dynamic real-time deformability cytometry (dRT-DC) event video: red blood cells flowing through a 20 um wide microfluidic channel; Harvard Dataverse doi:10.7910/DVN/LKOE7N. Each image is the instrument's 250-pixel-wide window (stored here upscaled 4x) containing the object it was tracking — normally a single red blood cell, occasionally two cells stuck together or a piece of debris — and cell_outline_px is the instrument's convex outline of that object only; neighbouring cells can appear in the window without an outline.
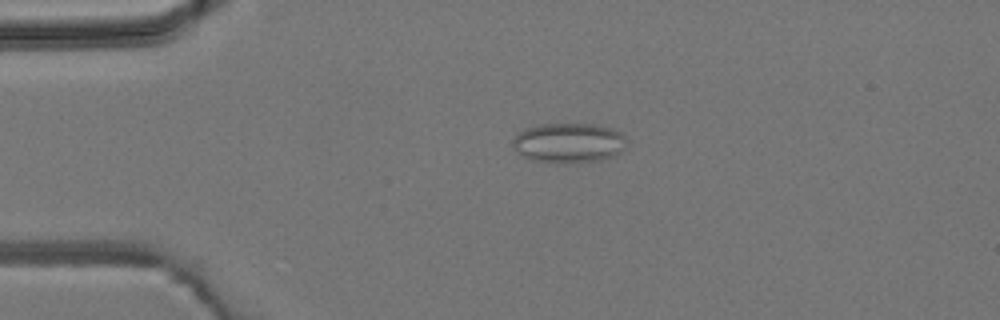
{"species": "common noctule bat (a hibernating species)", "species_latin": "Nyctalus noctula", "temperature_condition": "room temperature", "stored_images_in_passage": 7, "camera_frame_rate_fps": 3000, "um_per_image_px": 0.085, "animal": {"sex": "male", "body_mass_g": 19.2, "forearm_length_mm": 51.8}, "frame": {"image": 1, "passage_image": 3, "time_ms": 3.0, "image_size_px": [1000, 320], "cell_outline_px": [[628, 144], [616, 156], [600, 160], [556, 164], [532, 160], [516, 152], [512, 144], [512, 140], [524, 128], [536, 124], [592, 124], [612, 128], [620, 132], [628, 140]], "centroid_in_image_um": [48.35, 12.15], "position_along_channel_um": 36.6, "area_um2": 26.88}}
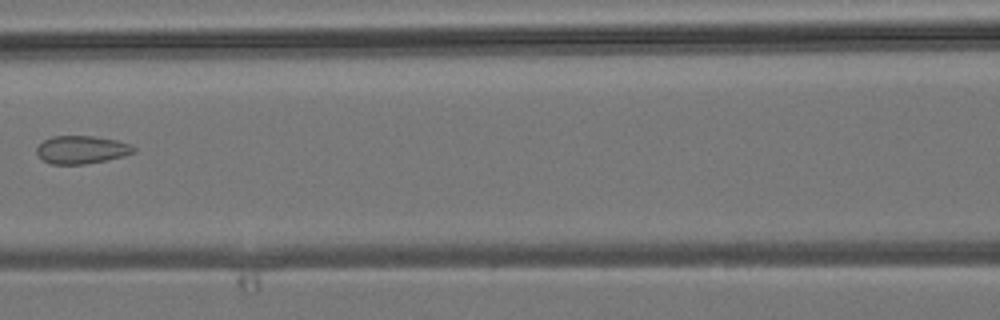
{"frame": {"image": 2, "passage_image": 6, "time_ms": 6.667, "image_size_px": [1000, 320], "cell_outline_px": [[136, 152], [124, 156], [84, 164], [52, 164], [44, 160], [36, 152], [36, 148], [44, 140], [52, 136], [92, 136], [116, 140], [128, 144], [136, 148]], "centroid_in_image_um": [6.94, 12.72], "position_along_channel_um": 159.7, "area_um2": 15.61}}
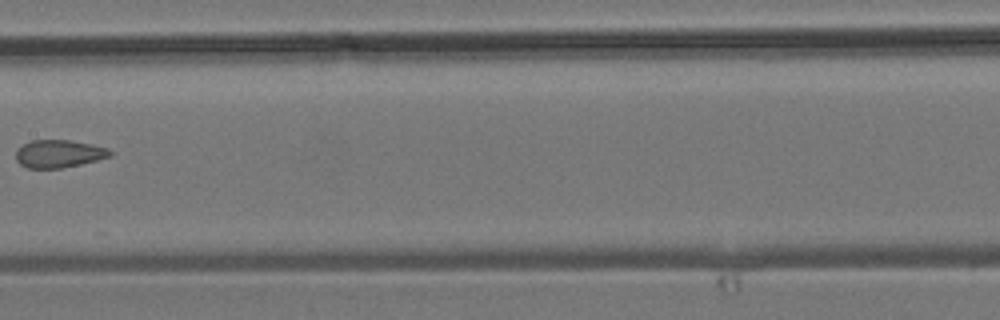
{"frame": {"image": 3, "passage_image": 7, "time_ms": 7.667, "image_size_px": [1000, 320], "cell_outline_px": [[112, 156], [80, 164], [60, 168], [28, 168], [20, 164], [16, 160], [16, 148], [32, 140], [72, 140], [92, 144], [108, 148], [112, 152]], "centroid_in_image_um": [5.0, 13.06], "position_along_channel_um": 202.4, "area_um2": 15.26}}